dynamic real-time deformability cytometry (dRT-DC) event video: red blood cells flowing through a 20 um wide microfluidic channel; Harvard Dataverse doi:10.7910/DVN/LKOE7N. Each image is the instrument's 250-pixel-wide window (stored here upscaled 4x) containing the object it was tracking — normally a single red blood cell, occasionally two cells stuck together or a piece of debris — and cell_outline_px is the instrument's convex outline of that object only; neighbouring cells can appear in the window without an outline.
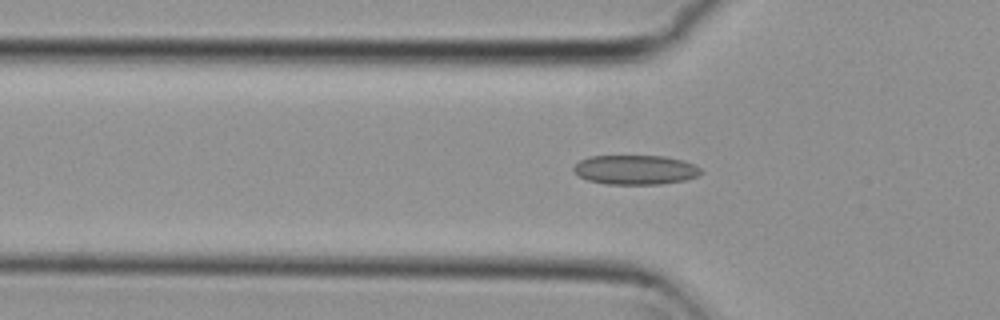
{"species": "common noctule bat (a hibernating species)", "species_latin": "Nyctalus noctula", "temperature_condition": "cold", "stored_images_in_passage": 32, "camera_frame_rate_fps": 3000, "um_per_image_px": 0.085, "animal": {"sex": "female", "body_mass_g": 29.2, "forearm_length_mm": 56.3}, "frame": {"image": 1, "passage_image": 7, "time_ms": 2.0, "image_size_px": [1000, 320], "cell_outline_px": [[704, 172], [696, 176], [684, 180], [660, 184], [604, 184], [588, 180], [580, 176], [572, 168], [580, 160], [588, 156], [664, 156], [684, 160], [700, 168]], "centroid_in_image_um": [54.01, 14.43], "position_along_channel_um": 71.8, "area_um2": 21.79}}
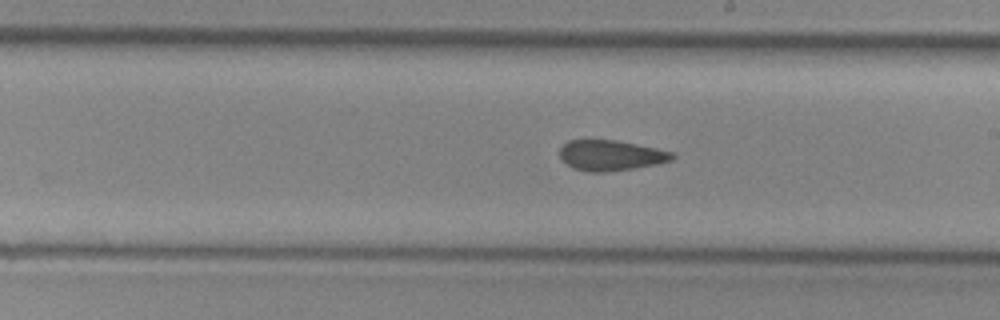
{"frame": {"image": 2, "passage_image": 20, "time_ms": 6.333, "image_size_px": [1000, 320], "cell_outline_px": [[676, 156], [672, 160], [656, 164], [632, 168], [604, 172], [588, 172], [572, 168], [560, 160], [560, 148], [568, 140], [616, 140], [656, 148], [672, 152]], "centroid_in_image_um": [51.88, 13.21], "position_along_channel_um": 237.1, "area_um2": 19.94}}
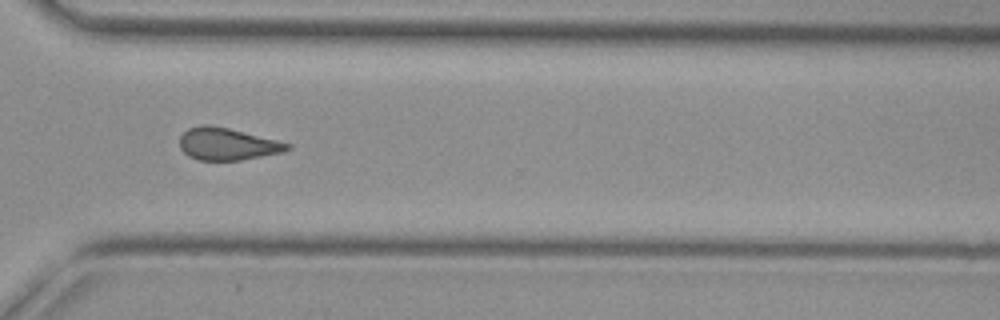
{"frame": {"image": 3, "passage_image": 29, "time_ms": 9.333, "image_size_px": [1000, 320], "cell_outline_px": [[292, 148], [280, 152], [240, 160], [200, 160], [188, 156], [180, 148], [180, 136], [188, 128], [200, 124], [208, 124], [228, 128], [292, 144]], "centroid_in_image_um": [19.28, 12.23], "position_along_channel_um": 351.3, "area_um2": 20.0}, "authors_computed_cell_mechanics": {"area_um2": 20.7502, "velocity_mm_per_s": 3.8077, "shape_relaxation_time_tau1_ms": null, "shape_relaxation_time_tau2_ms": 2.6466, "deformation_change_tau1": null, "deformation_change_tau2": 0.1059}}